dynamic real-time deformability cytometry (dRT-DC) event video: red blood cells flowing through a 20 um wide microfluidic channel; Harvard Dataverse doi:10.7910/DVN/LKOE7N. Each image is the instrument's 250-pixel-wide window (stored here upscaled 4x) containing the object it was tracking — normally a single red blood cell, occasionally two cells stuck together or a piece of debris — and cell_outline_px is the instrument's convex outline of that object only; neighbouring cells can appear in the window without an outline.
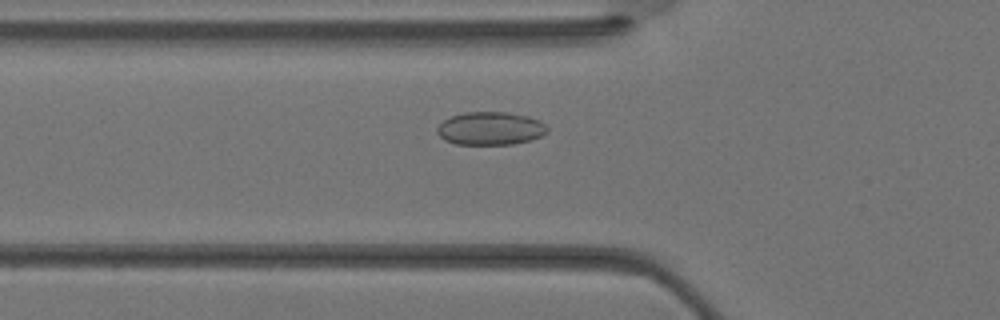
{"species": "Egyptian fruit bat (a non-hibernating species)", "species_latin": "Rousettus aegyptiacus", "temperature_condition": "warm", "stored_images_in_passage": 36, "camera_frame_rate_fps": 3000, "um_per_image_px": 0.085, "animal": {"sex": "female"}, "frame": {"image": 1, "passage_image": 13, "time_ms": 4.0, "image_size_px": [1000, 320], "cell_outline_px": [[548, 132], [540, 136], [528, 140], [512, 144], [456, 144], [444, 140], [436, 132], [436, 128], [444, 120], [452, 116], [464, 112], [508, 112], [528, 116], [540, 120], [548, 128]], "centroid_in_image_um": [41.67, 10.91], "position_along_channel_um": 84.1, "area_um2": 21.21}}
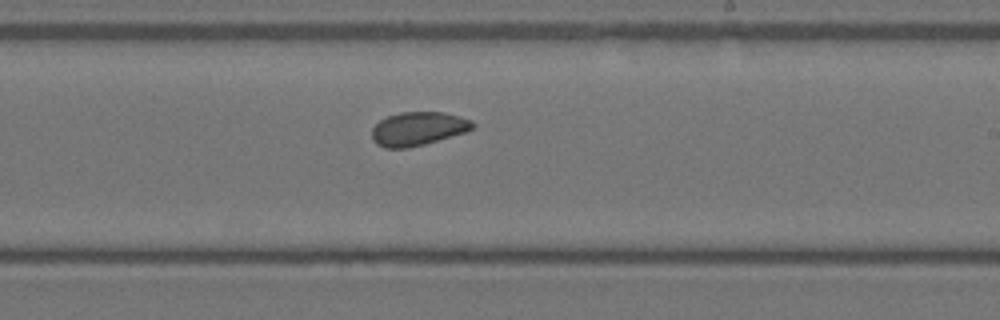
{"frame": {"image": 2, "passage_image": 22, "time_ms": 7.0, "image_size_px": [1000, 320], "cell_outline_px": [[476, 124], [472, 128], [464, 132], [424, 144], [408, 148], [384, 148], [376, 144], [372, 140], [372, 128], [380, 120], [388, 116], [400, 112], [444, 112], [460, 116], [472, 120]], "centroid_in_image_um": [35.51, 10.94], "position_along_channel_um": 253.5, "area_um2": 19.71}}
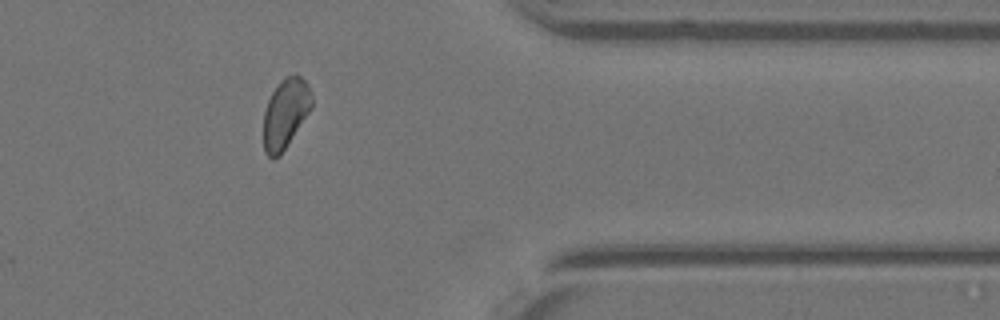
{"frame": {"image": 3, "passage_image": 30, "time_ms": 9.667, "image_size_px": [1000, 320], "cell_outline_px": [[312, 108], [280, 156], [272, 160], [264, 152], [264, 112], [268, 100], [276, 84], [288, 76], [300, 76], [308, 84], [312, 100]], "centroid_in_image_um": [24.25, 9.68], "position_along_channel_um": 387.1, "area_um2": 19.48}}